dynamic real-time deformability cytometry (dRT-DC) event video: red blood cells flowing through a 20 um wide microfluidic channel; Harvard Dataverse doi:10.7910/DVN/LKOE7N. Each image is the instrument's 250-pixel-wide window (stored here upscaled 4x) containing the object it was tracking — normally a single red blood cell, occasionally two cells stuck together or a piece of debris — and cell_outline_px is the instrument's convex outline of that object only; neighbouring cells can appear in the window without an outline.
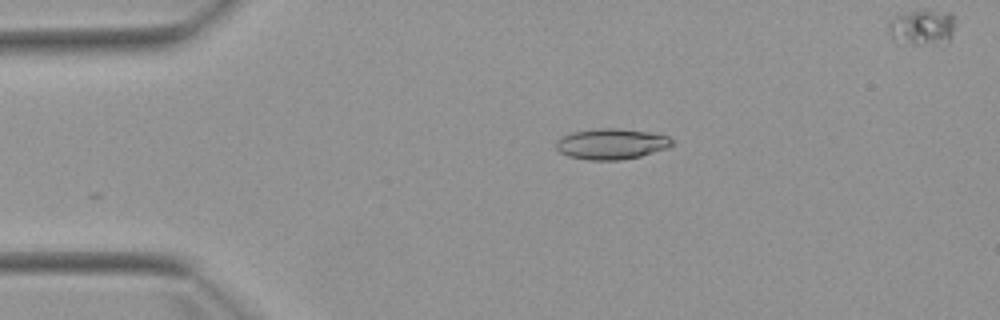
{"species": "Egyptian fruit bat (a non-hibernating species)", "species_latin": "Rousettus aegyptiacus", "temperature_condition": "warm", "stored_images_in_passage": 2, "camera_frame_rate_fps": 3000, "um_per_image_px": 0.085, "animal": {"sex": "female"}, "frame": {"image": 1, "passage_image": 2, "time_ms": 1.333, "image_size_px": [1000, 320], "cell_outline_px": [[672, 144], [664, 148], [640, 156], [620, 160], [588, 160], [568, 156], [560, 152], [556, 148], [556, 140], [572, 132], [596, 128], [616, 128], [648, 132], [668, 136], [672, 140]], "centroid_in_image_um": [51.91, 12.23], "position_along_channel_um": 33.1, "area_um2": 20.52}}